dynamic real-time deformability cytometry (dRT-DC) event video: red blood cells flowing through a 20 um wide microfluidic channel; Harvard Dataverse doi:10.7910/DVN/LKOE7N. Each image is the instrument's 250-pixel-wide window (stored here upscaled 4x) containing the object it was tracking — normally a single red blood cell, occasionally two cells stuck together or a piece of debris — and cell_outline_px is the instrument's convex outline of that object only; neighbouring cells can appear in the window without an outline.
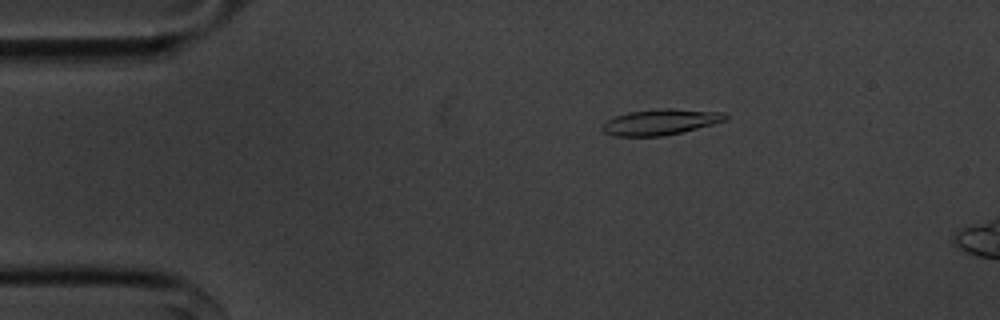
{"species": "common noctule bat (a hibernating species)", "species_latin": "Nyctalus noctula", "temperature_condition": "cold", "stored_images_in_passage": 55, "camera_frame_rate_fps": 3000, "um_per_image_px": 0.085, "animal": {"sex": "male", "body_mass_g": 20.1, "forearm_length_mm": 53.5}, "frame": {"image": 1, "passage_image": 10, "time_ms": 3.0, "image_size_px": [1000, 320], "cell_outline_px": [[728, 120], [664, 136], [616, 136], [604, 132], [600, 128], [600, 124], [616, 116], [628, 112], [660, 108], [672, 108], [724, 112], [728, 116]], "centroid_in_image_um": [56.13, 10.36], "position_along_channel_um": 28.9, "area_um2": 18.55}}
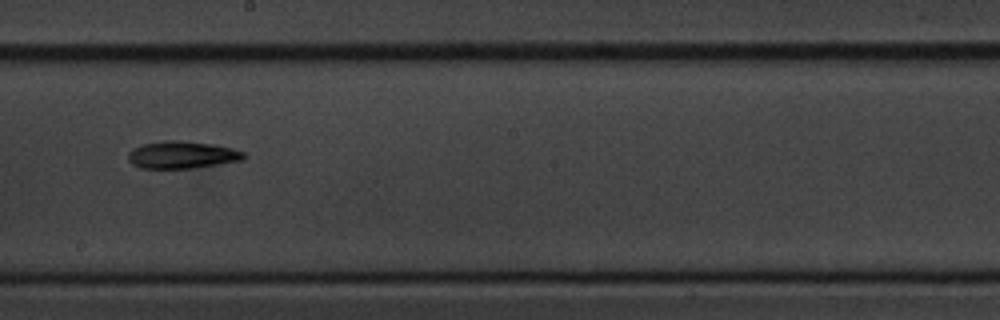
{"frame": {"image": 2, "passage_image": 31, "time_ms": 10.0, "image_size_px": [1000, 320], "cell_outline_px": [[248, 156], [244, 160], [192, 168], [140, 168], [132, 164], [128, 160], [128, 152], [132, 148], [140, 144], [164, 140], [180, 140], [212, 144], [232, 148], [244, 152]], "centroid_in_image_um": [15.46, 13.15], "position_along_channel_um": 232.7, "area_um2": 18.61}}
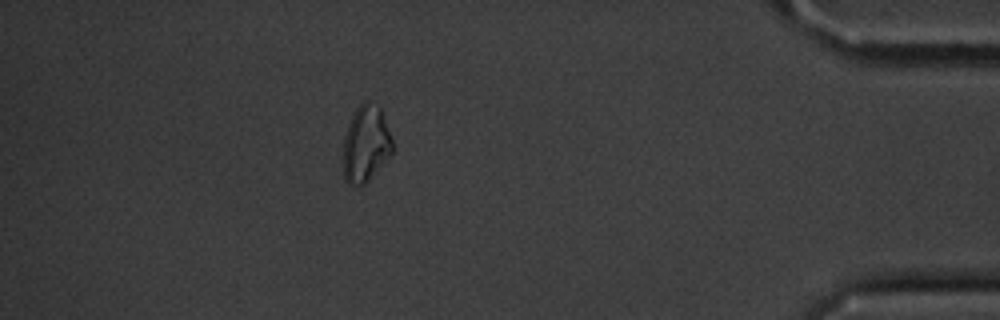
{"frame": {"image": 3, "passage_image": 49, "time_ms": 16.0, "image_size_px": [1000, 320], "cell_outline_px": [[392, 152], [364, 184], [348, 184], [344, 180], [344, 136], [348, 124], [356, 108], [364, 100], [368, 100], [380, 108], [392, 140]], "centroid_in_image_um": [31.07, 12.2], "position_along_channel_um": 404.1, "area_um2": 21.39}, "authors_computed_cell_mechanics": {"area_um2": 18.2648, "velocity_mm_per_s": 3.6299, "shape_relaxation_time_tau1_ms": 3.3621, "shape_relaxation_time_tau2_ms": null, "deformation_change_tau1": 0.0948, "deformation_change_tau2": null}}